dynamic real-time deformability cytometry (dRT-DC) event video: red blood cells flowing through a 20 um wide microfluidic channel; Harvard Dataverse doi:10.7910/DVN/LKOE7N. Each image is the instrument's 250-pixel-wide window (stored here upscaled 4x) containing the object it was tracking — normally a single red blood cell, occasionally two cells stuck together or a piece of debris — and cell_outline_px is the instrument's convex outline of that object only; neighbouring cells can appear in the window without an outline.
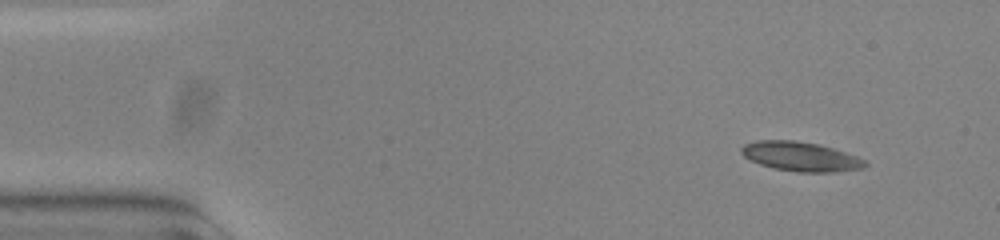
{"species": "common noctule bat (a hibernating species)", "species_latin": "Nyctalus noctula", "temperature_condition": "warm", "stored_images_in_passage": 50, "camera_frame_rate_fps": 3000, "um_per_image_px": 0.085, "animal": {"sex": "female", "body_mass_g": 23.0, "forearm_length_mm": 53.4}, "frame": {"image": 1, "passage_image": 1, "time_ms": 0.0, "image_size_px": [1000, 240], "cell_outline_px": [[868, 164], [864, 168], [836, 172], [796, 172], [772, 168], [760, 164], [744, 156], [740, 152], [740, 148], [744, 144], [756, 140], [796, 140], [820, 144], [856, 156], [864, 160]], "centroid_in_image_um": [68.04, 13.3], "position_along_channel_um": 17.0, "area_um2": 21.27}}
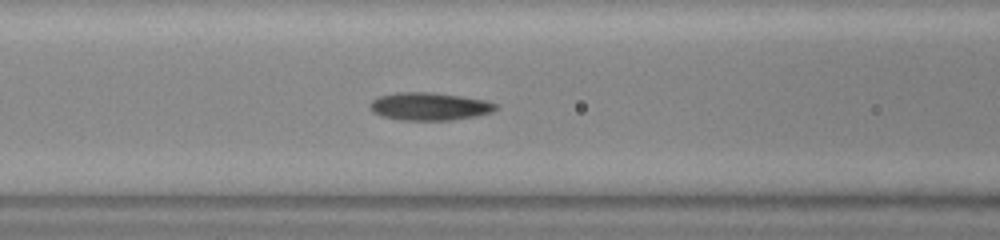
{"frame": {"image": 2, "passage_image": 18, "time_ms": 5.667, "image_size_px": [1000, 240], "cell_outline_px": [[496, 108], [492, 112], [476, 116], [452, 120], [404, 120], [384, 116], [376, 112], [372, 108], [372, 100], [380, 96], [396, 92], [432, 92], [460, 96], [484, 100], [496, 104]], "centroid_in_image_um": [36.55, 9.04], "position_along_channel_um": 130.1, "area_um2": 19.94}}
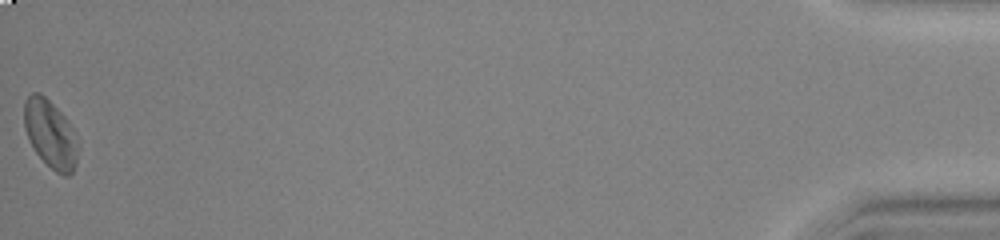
{"frame": {"image": 3, "passage_image": 50, "time_ms": 16.333, "image_size_px": [1000, 240], "cell_outline_px": [[76, 164], [72, 172], [68, 176], [64, 176], [56, 172], [36, 152], [24, 128], [24, 100], [32, 92], [40, 92], [64, 116], [76, 152]], "centroid_in_image_um": [4.19, 11.37], "position_along_channel_um": 431.0, "area_um2": 20.06}, "authors_computed_cell_mechanics": {"area_um2": 19.7387, "velocity_mm_per_s": 3.7873, "shape_relaxation_time_tau1_ms": null, "shape_relaxation_time_tau2_ms": 2.469, "deformation_change_tau1": null, "deformation_change_tau2": 0.0748}}